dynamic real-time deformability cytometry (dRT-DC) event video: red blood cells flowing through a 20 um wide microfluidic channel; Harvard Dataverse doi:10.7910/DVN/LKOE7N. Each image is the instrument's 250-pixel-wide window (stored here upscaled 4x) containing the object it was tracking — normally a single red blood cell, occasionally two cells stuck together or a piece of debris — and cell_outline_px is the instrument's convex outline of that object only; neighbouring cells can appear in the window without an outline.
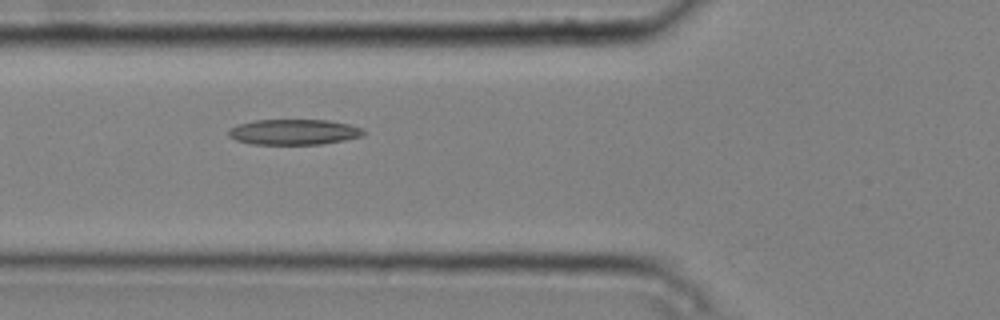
{"species": "common noctule bat (a hibernating species)", "species_latin": "Nyctalus noctula", "temperature_condition": "cold", "stored_images_in_passage": 9, "camera_frame_rate_fps": 3000, "um_per_image_px": 0.085, "animal": {"sex": "male", "body_mass_g": 20.4}, "frame": {"image": 1, "passage_image": 6, "time_ms": 1.667, "image_size_px": [1000, 320], "cell_outline_px": [[364, 136], [344, 140], [320, 144], [252, 144], [236, 140], [228, 136], [228, 128], [236, 124], [256, 120], [328, 120], [348, 124], [360, 128], [364, 132]], "centroid_in_image_um": [24.93, 11.22], "position_along_channel_um": 100.9, "area_um2": 20.06}}
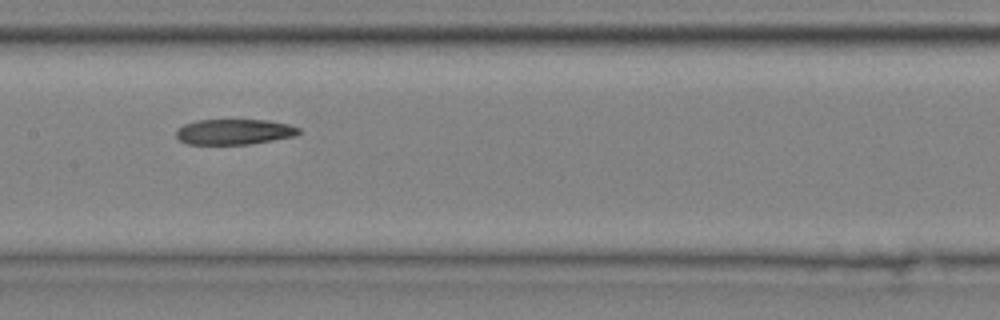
{"frame": {"image": 2, "passage_image": 8, "time_ms": 2.333, "image_size_px": [1000, 320], "cell_outline_px": [[300, 132], [296, 136], [252, 144], [188, 144], [180, 140], [176, 136], [176, 128], [184, 124], [196, 120], [268, 120], [288, 124], [300, 128]], "centroid_in_image_um": [19.91, 11.2], "position_along_channel_um": 187.5, "area_um2": 18.32}}
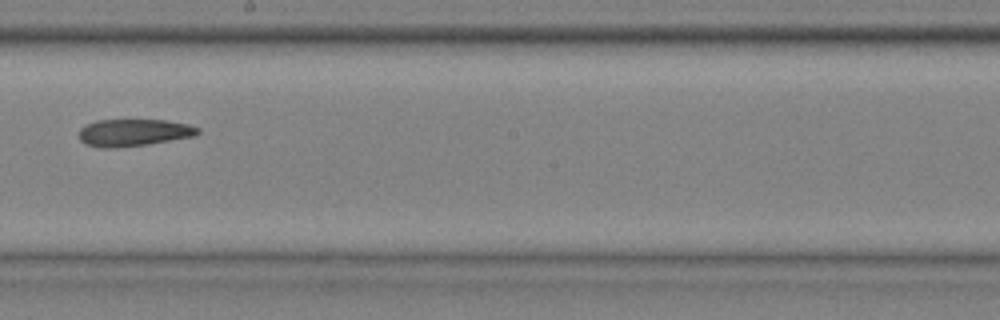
{"frame": {"image": 3, "passage_image": 9, "time_ms": 2.667, "image_size_px": [1000, 320], "cell_outline_px": [[200, 132], [196, 136], [148, 144], [108, 148], [100, 148], [84, 144], [80, 140], [80, 128], [96, 120], [164, 120], [188, 124], [200, 128]], "centroid_in_image_um": [11.38, 11.27], "position_along_channel_um": 236.8, "area_um2": 18.79}}